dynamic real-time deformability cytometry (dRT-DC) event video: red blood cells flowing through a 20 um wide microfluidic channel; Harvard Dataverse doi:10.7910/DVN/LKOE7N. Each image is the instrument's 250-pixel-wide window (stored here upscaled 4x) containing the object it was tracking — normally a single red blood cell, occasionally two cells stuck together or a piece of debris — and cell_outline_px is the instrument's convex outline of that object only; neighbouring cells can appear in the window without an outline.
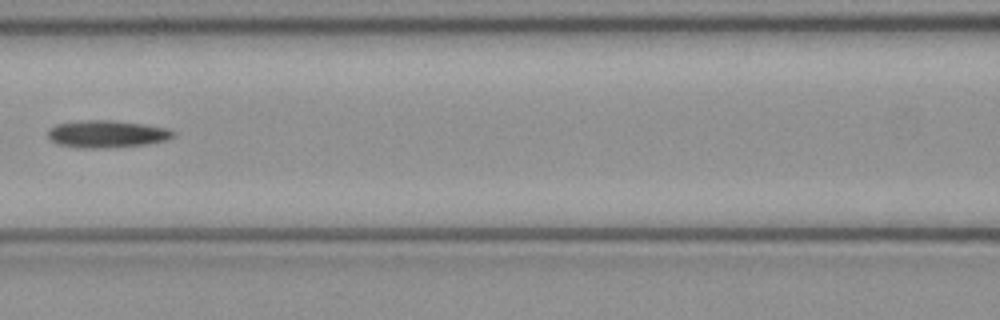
{"species": "common noctule bat (a hibernating species)", "species_latin": "Nyctalus noctula", "temperature_condition": "cold", "stored_images_in_passage": 5, "camera_frame_rate_fps": 3000, "um_per_image_px": 0.085, "animal": {"sex": "female", "body_mass_g": 21.9}, "frame": {"image": 1, "passage_image": 5, "time_ms": 1.333, "image_size_px": [1000, 320], "cell_outline_px": [[176, 136], [168, 140], [144, 144], [104, 148], [80, 148], [56, 144], [48, 136], [48, 128], [56, 124], [84, 120], [112, 120], [144, 124], [168, 128], [176, 132]], "centroid_in_image_um": [9.1, 11.38], "position_along_channel_um": 157.5, "area_um2": 20.06}}